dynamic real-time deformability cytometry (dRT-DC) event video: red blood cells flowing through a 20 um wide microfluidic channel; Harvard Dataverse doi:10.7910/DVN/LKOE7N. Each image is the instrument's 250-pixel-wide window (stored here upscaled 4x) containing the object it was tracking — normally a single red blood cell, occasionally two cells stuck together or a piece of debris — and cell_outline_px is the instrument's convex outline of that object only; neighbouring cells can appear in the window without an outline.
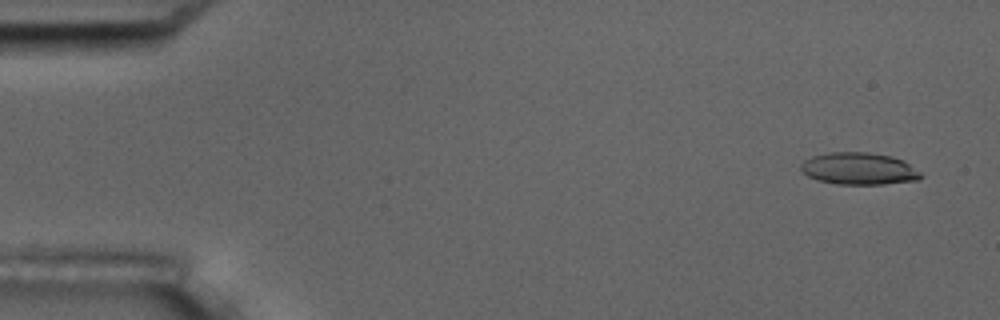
{"species": "common noctule bat (a hibernating species)", "species_latin": "Nyctalus noctula", "temperature_condition": "room temperature", "stored_images_in_passage": 6, "camera_frame_rate_fps": 3000, "um_per_image_px": 0.085, "animal": {"sex": "male", "body_mass_g": 17.5, "forearm_length_mm": 52.3}, "frame": {"image": 1, "passage_image": 1, "time_ms": 0.0, "image_size_px": [1000, 320], "cell_outline_px": [[924, 176], [916, 180], [884, 184], [836, 184], [816, 180], [808, 176], [800, 168], [800, 164], [804, 160], [812, 156], [828, 152], [868, 152], [892, 156], [904, 160], [920, 172]], "centroid_in_image_um": [73.0, 14.33], "position_along_channel_um": 12.0, "area_um2": 22.54}}
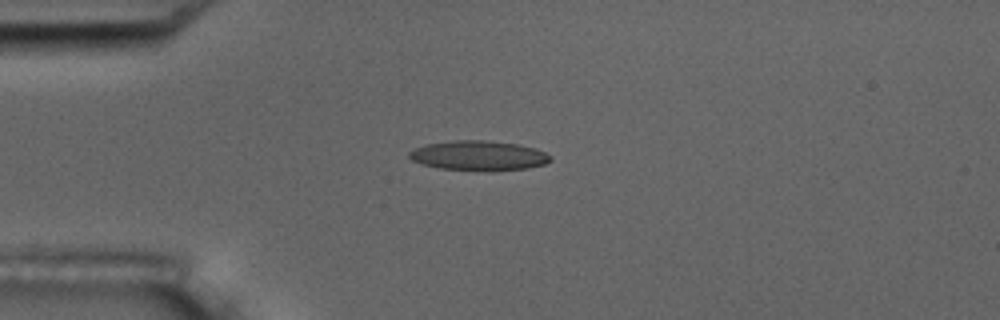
{"frame": {"image": 2, "passage_image": 4, "time_ms": 3.667, "image_size_px": [1000, 320], "cell_outline_px": [[552, 160], [544, 164], [528, 168], [492, 172], [484, 172], [440, 168], [420, 164], [412, 160], [408, 156], [408, 152], [412, 148], [424, 144], [456, 140], [484, 140], [520, 144], [536, 148], [552, 156]], "centroid_in_image_um": [40.68, 13.24], "position_along_channel_um": 44.3, "area_um2": 25.14}}